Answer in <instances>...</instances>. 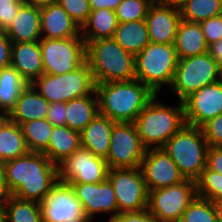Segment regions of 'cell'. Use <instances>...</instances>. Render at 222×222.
<instances>
[{
  "label": "cell",
  "mask_w": 222,
  "mask_h": 222,
  "mask_svg": "<svg viewBox=\"0 0 222 222\" xmlns=\"http://www.w3.org/2000/svg\"><path fill=\"white\" fill-rule=\"evenodd\" d=\"M24 3L34 7L42 8L57 3V0H23Z\"/></svg>",
  "instance_id": "7dc6e473"
},
{
  "label": "cell",
  "mask_w": 222,
  "mask_h": 222,
  "mask_svg": "<svg viewBox=\"0 0 222 222\" xmlns=\"http://www.w3.org/2000/svg\"><path fill=\"white\" fill-rule=\"evenodd\" d=\"M196 195V181L185 179L169 187L148 191L147 210L160 222H180Z\"/></svg>",
  "instance_id": "9c48e42d"
},
{
  "label": "cell",
  "mask_w": 222,
  "mask_h": 222,
  "mask_svg": "<svg viewBox=\"0 0 222 222\" xmlns=\"http://www.w3.org/2000/svg\"><path fill=\"white\" fill-rule=\"evenodd\" d=\"M116 122L107 116L97 114L96 117L80 132L82 147L95 156L106 159L110 146L113 125Z\"/></svg>",
  "instance_id": "7402d4cb"
},
{
  "label": "cell",
  "mask_w": 222,
  "mask_h": 222,
  "mask_svg": "<svg viewBox=\"0 0 222 222\" xmlns=\"http://www.w3.org/2000/svg\"><path fill=\"white\" fill-rule=\"evenodd\" d=\"M156 94L134 121L146 149L162 148L186 123L183 103L172 107L159 102Z\"/></svg>",
  "instance_id": "277c9868"
},
{
  "label": "cell",
  "mask_w": 222,
  "mask_h": 222,
  "mask_svg": "<svg viewBox=\"0 0 222 222\" xmlns=\"http://www.w3.org/2000/svg\"><path fill=\"white\" fill-rule=\"evenodd\" d=\"M118 23L116 12L112 9L91 10L87 21L81 27V37L85 42L113 38Z\"/></svg>",
  "instance_id": "484cf974"
},
{
  "label": "cell",
  "mask_w": 222,
  "mask_h": 222,
  "mask_svg": "<svg viewBox=\"0 0 222 222\" xmlns=\"http://www.w3.org/2000/svg\"><path fill=\"white\" fill-rule=\"evenodd\" d=\"M116 218L120 222H160L147 209L140 212L121 213Z\"/></svg>",
  "instance_id": "b9f144b4"
},
{
  "label": "cell",
  "mask_w": 222,
  "mask_h": 222,
  "mask_svg": "<svg viewBox=\"0 0 222 222\" xmlns=\"http://www.w3.org/2000/svg\"><path fill=\"white\" fill-rule=\"evenodd\" d=\"M119 214L140 212L147 209L148 190L140 167L108 169Z\"/></svg>",
  "instance_id": "8fae6325"
},
{
  "label": "cell",
  "mask_w": 222,
  "mask_h": 222,
  "mask_svg": "<svg viewBox=\"0 0 222 222\" xmlns=\"http://www.w3.org/2000/svg\"><path fill=\"white\" fill-rule=\"evenodd\" d=\"M177 63L174 44L150 42L135 56V78L158 94L165 85L170 87Z\"/></svg>",
  "instance_id": "8992f818"
},
{
  "label": "cell",
  "mask_w": 222,
  "mask_h": 222,
  "mask_svg": "<svg viewBox=\"0 0 222 222\" xmlns=\"http://www.w3.org/2000/svg\"><path fill=\"white\" fill-rule=\"evenodd\" d=\"M58 181V166L43 153L28 152L4 162L7 195L41 203Z\"/></svg>",
  "instance_id": "6da1fadb"
},
{
  "label": "cell",
  "mask_w": 222,
  "mask_h": 222,
  "mask_svg": "<svg viewBox=\"0 0 222 222\" xmlns=\"http://www.w3.org/2000/svg\"><path fill=\"white\" fill-rule=\"evenodd\" d=\"M149 8L144 0H122L115 12L118 22H130L145 20Z\"/></svg>",
  "instance_id": "d590c367"
},
{
  "label": "cell",
  "mask_w": 222,
  "mask_h": 222,
  "mask_svg": "<svg viewBox=\"0 0 222 222\" xmlns=\"http://www.w3.org/2000/svg\"><path fill=\"white\" fill-rule=\"evenodd\" d=\"M122 0H89L91 10H97L100 8H108L116 10L117 6Z\"/></svg>",
  "instance_id": "f6af8a7d"
},
{
  "label": "cell",
  "mask_w": 222,
  "mask_h": 222,
  "mask_svg": "<svg viewBox=\"0 0 222 222\" xmlns=\"http://www.w3.org/2000/svg\"><path fill=\"white\" fill-rule=\"evenodd\" d=\"M49 102L29 84L18 98L14 109L7 116L18 125L31 120L46 119Z\"/></svg>",
  "instance_id": "603a6c76"
},
{
  "label": "cell",
  "mask_w": 222,
  "mask_h": 222,
  "mask_svg": "<svg viewBox=\"0 0 222 222\" xmlns=\"http://www.w3.org/2000/svg\"><path fill=\"white\" fill-rule=\"evenodd\" d=\"M31 85L49 103H67L95 90L92 72L86 61L76 70L62 75L42 74Z\"/></svg>",
  "instance_id": "52a82bcc"
},
{
  "label": "cell",
  "mask_w": 222,
  "mask_h": 222,
  "mask_svg": "<svg viewBox=\"0 0 222 222\" xmlns=\"http://www.w3.org/2000/svg\"><path fill=\"white\" fill-rule=\"evenodd\" d=\"M222 79V68L208 52L178 59L174 78L170 85L172 94L183 101L200 88Z\"/></svg>",
  "instance_id": "ba28073f"
},
{
  "label": "cell",
  "mask_w": 222,
  "mask_h": 222,
  "mask_svg": "<svg viewBox=\"0 0 222 222\" xmlns=\"http://www.w3.org/2000/svg\"><path fill=\"white\" fill-rule=\"evenodd\" d=\"M57 3L80 26L87 21L91 12L89 0H57Z\"/></svg>",
  "instance_id": "8d00e7d4"
},
{
  "label": "cell",
  "mask_w": 222,
  "mask_h": 222,
  "mask_svg": "<svg viewBox=\"0 0 222 222\" xmlns=\"http://www.w3.org/2000/svg\"><path fill=\"white\" fill-rule=\"evenodd\" d=\"M66 103L53 102L49 104L46 119L53 125H66Z\"/></svg>",
  "instance_id": "60d3db41"
},
{
  "label": "cell",
  "mask_w": 222,
  "mask_h": 222,
  "mask_svg": "<svg viewBox=\"0 0 222 222\" xmlns=\"http://www.w3.org/2000/svg\"><path fill=\"white\" fill-rule=\"evenodd\" d=\"M145 20L150 42L174 44L182 20L179 9L165 5L150 6Z\"/></svg>",
  "instance_id": "ac0fdd59"
},
{
  "label": "cell",
  "mask_w": 222,
  "mask_h": 222,
  "mask_svg": "<svg viewBox=\"0 0 222 222\" xmlns=\"http://www.w3.org/2000/svg\"><path fill=\"white\" fill-rule=\"evenodd\" d=\"M98 113V97L94 90L87 96L74 98L66 103V126L81 132Z\"/></svg>",
  "instance_id": "83f0119b"
},
{
  "label": "cell",
  "mask_w": 222,
  "mask_h": 222,
  "mask_svg": "<svg viewBox=\"0 0 222 222\" xmlns=\"http://www.w3.org/2000/svg\"><path fill=\"white\" fill-rule=\"evenodd\" d=\"M206 166L219 174H222V147H209Z\"/></svg>",
  "instance_id": "ee69618b"
},
{
  "label": "cell",
  "mask_w": 222,
  "mask_h": 222,
  "mask_svg": "<svg viewBox=\"0 0 222 222\" xmlns=\"http://www.w3.org/2000/svg\"><path fill=\"white\" fill-rule=\"evenodd\" d=\"M11 45L5 31L0 30V70L11 64Z\"/></svg>",
  "instance_id": "7bdbcfd3"
},
{
  "label": "cell",
  "mask_w": 222,
  "mask_h": 222,
  "mask_svg": "<svg viewBox=\"0 0 222 222\" xmlns=\"http://www.w3.org/2000/svg\"><path fill=\"white\" fill-rule=\"evenodd\" d=\"M107 222H120L116 217H109V220Z\"/></svg>",
  "instance_id": "db71d44e"
},
{
  "label": "cell",
  "mask_w": 222,
  "mask_h": 222,
  "mask_svg": "<svg viewBox=\"0 0 222 222\" xmlns=\"http://www.w3.org/2000/svg\"><path fill=\"white\" fill-rule=\"evenodd\" d=\"M196 194L212 202L222 200V174L206 166L196 180Z\"/></svg>",
  "instance_id": "836d02e7"
},
{
  "label": "cell",
  "mask_w": 222,
  "mask_h": 222,
  "mask_svg": "<svg viewBox=\"0 0 222 222\" xmlns=\"http://www.w3.org/2000/svg\"><path fill=\"white\" fill-rule=\"evenodd\" d=\"M29 152L43 153L49 143L53 125L47 119H36L20 125Z\"/></svg>",
  "instance_id": "1f68e13d"
},
{
  "label": "cell",
  "mask_w": 222,
  "mask_h": 222,
  "mask_svg": "<svg viewBox=\"0 0 222 222\" xmlns=\"http://www.w3.org/2000/svg\"><path fill=\"white\" fill-rule=\"evenodd\" d=\"M81 133L66 125L54 126L43 152L57 166L81 147Z\"/></svg>",
  "instance_id": "cb8c5ba5"
},
{
  "label": "cell",
  "mask_w": 222,
  "mask_h": 222,
  "mask_svg": "<svg viewBox=\"0 0 222 222\" xmlns=\"http://www.w3.org/2000/svg\"><path fill=\"white\" fill-rule=\"evenodd\" d=\"M162 148L185 179L196 181L206 168L209 145L201 127L185 124Z\"/></svg>",
  "instance_id": "5b68a950"
},
{
  "label": "cell",
  "mask_w": 222,
  "mask_h": 222,
  "mask_svg": "<svg viewBox=\"0 0 222 222\" xmlns=\"http://www.w3.org/2000/svg\"><path fill=\"white\" fill-rule=\"evenodd\" d=\"M40 25L45 39L81 37L80 26L58 3L40 8Z\"/></svg>",
  "instance_id": "d6986e66"
},
{
  "label": "cell",
  "mask_w": 222,
  "mask_h": 222,
  "mask_svg": "<svg viewBox=\"0 0 222 222\" xmlns=\"http://www.w3.org/2000/svg\"><path fill=\"white\" fill-rule=\"evenodd\" d=\"M31 84L44 73L39 41L11 45V64Z\"/></svg>",
  "instance_id": "ffe728a7"
},
{
  "label": "cell",
  "mask_w": 222,
  "mask_h": 222,
  "mask_svg": "<svg viewBox=\"0 0 222 222\" xmlns=\"http://www.w3.org/2000/svg\"><path fill=\"white\" fill-rule=\"evenodd\" d=\"M0 222H7V219H6V196H0Z\"/></svg>",
  "instance_id": "681fc988"
},
{
  "label": "cell",
  "mask_w": 222,
  "mask_h": 222,
  "mask_svg": "<svg viewBox=\"0 0 222 222\" xmlns=\"http://www.w3.org/2000/svg\"><path fill=\"white\" fill-rule=\"evenodd\" d=\"M208 53L222 68V39L208 46Z\"/></svg>",
  "instance_id": "bcb514c9"
},
{
  "label": "cell",
  "mask_w": 222,
  "mask_h": 222,
  "mask_svg": "<svg viewBox=\"0 0 222 222\" xmlns=\"http://www.w3.org/2000/svg\"><path fill=\"white\" fill-rule=\"evenodd\" d=\"M29 152L20 125L0 116V161L6 162Z\"/></svg>",
  "instance_id": "4316f807"
},
{
  "label": "cell",
  "mask_w": 222,
  "mask_h": 222,
  "mask_svg": "<svg viewBox=\"0 0 222 222\" xmlns=\"http://www.w3.org/2000/svg\"><path fill=\"white\" fill-rule=\"evenodd\" d=\"M23 4V0H0V30L8 28Z\"/></svg>",
  "instance_id": "ab89813d"
},
{
  "label": "cell",
  "mask_w": 222,
  "mask_h": 222,
  "mask_svg": "<svg viewBox=\"0 0 222 222\" xmlns=\"http://www.w3.org/2000/svg\"><path fill=\"white\" fill-rule=\"evenodd\" d=\"M208 46L222 39V14L200 22Z\"/></svg>",
  "instance_id": "f35d334b"
},
{
  "label": "cell",
  "mask_w": 222,
  "mask_h": 222,
  "mask_svg": "<svg viewBox=\"0 0 222 222\" xmlns=\"http://www.w3.org/2000/svg\"><path fill=\"white\" fill-rule=\"evenodd\" d=\"M7 222H43L40 203L6 195Z\"/></svg>",
  "instance_id": "4dcf8cb0"
},
{
  "label": "cell",
  "mask_w": 222,
  "mask_h": 222,
  "mask_svg": "<svg viewBox=\"0 0 222 222\" xmlns=\"http://www.w3.org/2000/svg\"><path fill=\"white\" fill-rule=\"evenodd\" d=\"M185 123L201 127L222 113V79L193 92L183 101Z\"/></svg>",
  "instance_id": "2e32d148"
},
{
  "label": "cell",
  "mask_w": 222,
  "mask_h": 222,
  "mask_svg": "<svg viewBox=\"0 0 222 222\" xmlns=\"http://www.w3.org/2000/svg\"><path fill=\"white\" fill-rule=\"evenodd\" d=\"M113 39L125 51L136 56L150 43L146 20L119 22Z\"/></svg>",
  "instance_id": "f546056e"
},
{
  "label": "cell",
  "mask_w": 222,
  "mask_h": 222,
  "mask_svg": "<svg viewBox=\"0 0 222 222\" xmlns=\"http://www.w3.org/2000/svg\"><path fill=\"white\" fill-rule=\"evenodd\" d=\"M140 168L148 191L169 187L185 180L163 148L146 149Z\"/></svg>",
  "instance_id": "e0dca14e"
},
{
  "label": "cell",
  "mask_w": 222,
  "mask_h": 222,
  "mask_svg": "<svg viewBox=\"0 0 222 222\" xmlns=\"http://www.w3.org/2000/svg\"><path fill=\"white\" fill-rule=\"evenodd\" d=\"M189 0H163V5L181 9Z\"/></svg>",
  "instance_id": "c3c4849f"
},
{
  "label": "cell",
  "mask_w": 222,
  "mask_h": 222,
  "mask_svg": "<svg viewBox=\"0 0 222 222\" xmlns=\"http://www.w3.org/2000/svg\"><path fill=\"white\" fill-rule=\"evenodd\" d=\"M40 207L43 222H89L69 184L58 181Z\"/></svg>",
  "instance_id": "5bb4252c"
},
{
  "label": "cell",
  "mask_w": 222,
  "mask_h": 222,
  "mask_svg": "<svg viewBox=\"0 0 222 222\" xmlns=\"http://www.w3.org/2000/svg\"><path fill=\"white\" fill-rule=\"evenodd\" d=\"M4 184V163L0 161V196H6Z\"/></svg>",
  "instance_id": "f907efd6"
},
{
  "label": "cell",
  "mask_w": 222,
  "mask_h": 222,
  "mask_svg": "<svg viewBox=\"0 0 222 222\" xmlns=\"http://www.w3.org/2000/svg\"><path fill=\"white\" fill-rule=\"evenodd\" d=\"M145 151L134 123L116 122L113 125L105 159L109 169L140 167Z\"/></svg>",
  "instance_id": "7c38bea8"
},
{
  "label": "cell",
  "mask_w": 222,
  "mask_h": 222,
  "mask_svg": "<svg viewBox=\"0 0 222 222\" xmlns=\"http://www.w3.org/2000/svg\"><path fill=\"white\" fill-rule=\"evenodd\" d=\"M147 2L150 6H155V5H163V0H144Z\"/></svg>",
  "instance_id": "f5cc1de1"
},
{
  "label": "cell",
  "mask_w": 222,
  "mask_h": 222,
  "mask_svg": "<svg viewBox=\"0 0 222 222\" xmlns=\"http://www.w3.org/2000/svg\"><path fill=\"white\" fill-rule=\"evenodd\" d=\"M180 222H217L213 202L196 195L183 212Z\"/></svg>",
  "instance_id": "e575fe53"
},
{
  "label": "cell",
  "mask_w": 222,
  "mask_h": 222,
  "mask_svg": "<svg viewBox=\"0 0 222 222\" xmlns=\"http://www.w3.org/2000/svg\"><path fill=\"white\" fill-rule=\"evenodd\" d=\"M209 147H222V113L201 126Z\"/></svg>",
  "instance_id": "74e56055"
},
{
  "label": "cell",
  "mask_w": 222,
  "mask_h": 222,
  "mask_svg": "<svg viewBox=\"0 0 222 222\" xmlns=\"http://www.w3.org/2000/svg\"><path fill=\"white\" fill-rule=\"evenodd\" d=\"M99 114L114 122L134 123L156 95L138 79L95 84Z\"/></svg>",
  "instance_id": "7a4b0ae2"
},
{
  "label": "cell",
  "mask_w": 222,
  "mask_h": 222,
  "mask_svg": "<svg viewBox=\"0 0 222 222\" xmlns=\"http://www.w3.org/2000/svg\"><path fill=\"white\" fill-rule=\"evenodd\" d=\"M213 206L215 209L217 222H222V200L214 201Z\"/></svg>",
  "instance_id": "816d5d0a"
},
{
  "label": "cell",
  "mask_w": 222,
  "mask_h": 222,
  "mask_svg": "<svg viewBox=\"0 0 222 222\" xmlns=\"http://www.w3.org/2000/svg\"><path fill=\"white\" fill-rule=\"evenodd\" d=\"M108 169L105 159L81 146L58 165L59 182L100 183L107 178Z\"/></svg>",
  "instance_id": "4fadbf2b"
},
{
  "label": "cell",
  "mask_w": 222,
  "mask_h": 222,
  "mask_svg": "<svg viewBox=\"0 0 222 222\" xmlns=\"http://www.w3.org/2000/svg\"><path fill=\"white\" fill-rule=\"evenodd\" d=\"M179 11L182 20L200 23L222 14V0H189Z\"/></svg>",
  "instance_id": "d6a6232c"
},
{
  "label": "cell",
  "mask_w": 222,
  "mask_h": 222,
  "mask_svg": "<svg viewBox=\"0 0 222 222\" xmlns=\"http://www.w3.org/2000/svg\"><path fill=\"white\" fill-rule=\"evenodd\" d=\"M86 63L95 84L135 79V55L113 38L85 42Z\"/></svg>",
  "instance_id": "3957f363"
},
{
  "label": "cell",
  "mask_w": 222,
  "mask_h": 222,
  "mask_svg": "<svg viewBox=\"0 0 222 222\" xmlns=\"http://www.w3.org/2000/svg\"><path fill=\"white\" fill-rule=\"evenodd\" d=\"M28 85V81L11 65L0 70V116L9 115Z\"/></svg>",
  "instance_id": "f1b7e54d"
},
{
  "label": "cell",
  "mask_w": 222,
  "mask_h": 222,
  "mask_svg": "<svg viewBox=\"0 0 222 222\" xmlns=\"http://www.w3.org/2000/svg\"><path fill=\"white\" fill-rule=\"evenodd\" d=\"M39 44L44 74L62 75L79 68L86 61V44L82 37L45 39Z\"/></svg>",
  "instance_id": "30bf717a"
},
{
  "label": "cell",
  "mask_w": 222,
  "mask_h": 222,
  "mask_svg": "<svg viewBox=\"0 0 222 222\" xmlns=\"http://www.w3.org/2000/svg\"><path fill=\"white\" fill-rule=\"evenodd\" d=\"M5 33L12 43L39 41L40 8L24 3Z\"/></svg>",
  "instance_id": "44dd1931"
},
{
  "label": "cell",
  "mask_w": 222,
  "mask_h": 222,
  "mask_svg": "<svg viewBox=\"0 0 222 222\" xmlns=\"http://www.w3.org/2000/svg\"><path fill=\"white\" fill-rule=\"evenodd\" d=\"M174 46L178 59L201 55L208 52V45L200 23L181 20Z\"/></svg>",
  "instance_id": "d4e9b609"
},
{
  "label": "cell",
  "mask_w": 222,
  "mask_h": 222,
  "mask_svg": "<svg viewBox=\"0 0 222 222\" xmlns=\"http://www.w3.org/2000/svg\"><path fill=\"white\" fill-rule=\"evenodd\" d=\"M75 197L80 201L83 213L89 222H94L96 214L118 212L117 198L108 178L100 183H68Z\"/></svg>",
  "instance_id": "9a60e30c"
}]
</instances>
